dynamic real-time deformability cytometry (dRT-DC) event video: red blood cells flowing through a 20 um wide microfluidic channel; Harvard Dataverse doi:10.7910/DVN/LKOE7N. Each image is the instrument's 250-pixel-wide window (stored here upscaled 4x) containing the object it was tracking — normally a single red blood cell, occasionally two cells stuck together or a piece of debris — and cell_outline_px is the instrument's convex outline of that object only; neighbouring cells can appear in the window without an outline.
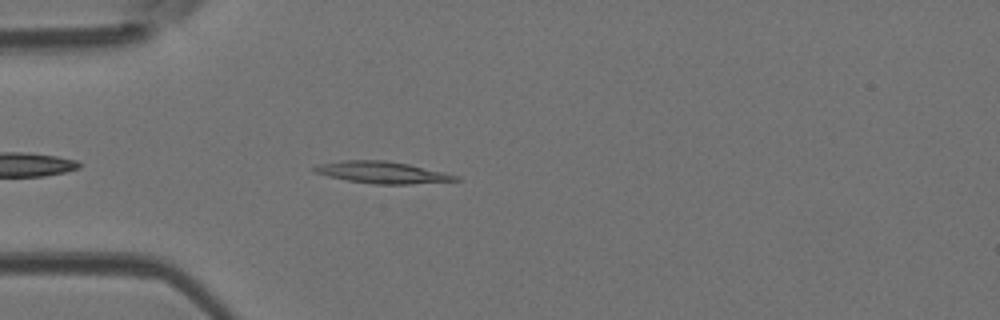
{"species": "Egyptian fruit bat (a non-hibernating species)", "species_latin": "Rousettus aegyptiacus", "temperature_condition": "room temperature", "stored_images_in_passage": 21, "camera_frame_rate_fps": 3000, "um_per_image_px": 0.085, "animal": {"sex": "female"}, "frame": {"image": 1, "passage_image": 5, "time_ms": 1.333, "image_size_px": [1000, 320], "cell_outline_px": [[464, 180], [412, 184], [376, 184], [348, 180], [328, 176], [312, 172], [312, 168], [320, 164], [340, 160], [384, 160], [408, 164], [444, 172], [460, 176]], "centroid_in_image_um": [32.52, 14.65], "position_along_channel_um": 52.5, "area_um2": 17.98}}
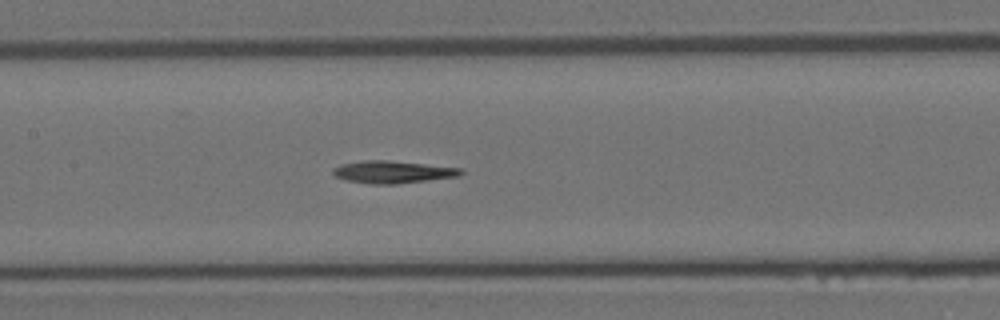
{"frame": {"image": 2, "passage_image": 15, "time_ms": 4.667, "image_size_px": [1000, 320], "cell_outline_px": [[464, 172], [460, 176], [396, 184], [372, 184], [344, 180], [336, 176], [332, 172], [332, 168], [340, 164], [360, 160], [388, 160], [460, 168]], "centroid_in_image_um": [33.33, 14.61], "position_along_channel_um": 174.1, "area_um2": 16.7}}
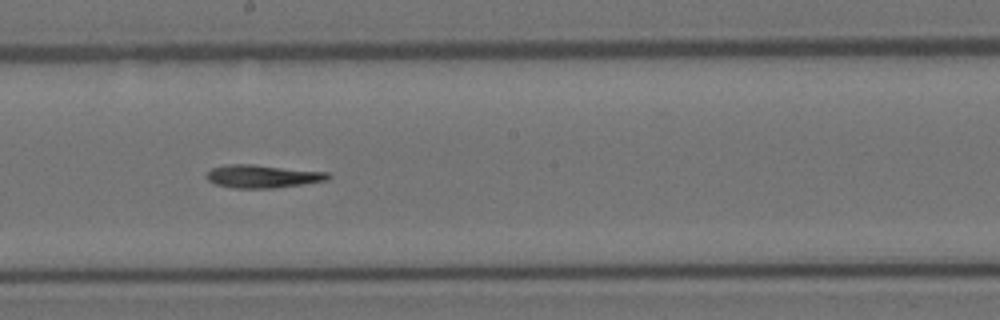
{"frame": {"image": 3, "passage_image": 19, "time_ms": 6.0, "image_size_px": [1000, 320], "cell_outline_px": [[332, 176], [328, 180], [272, 188], [232, 188], [216, 184], [208, 180], [204, 176], [212, 168], [228, 164], [252, 164], [328, 172]], "centroid_in_image_um": [22.3, 14.98], "position_along_channel_um": 225.9, "area_um2": 16.24}}